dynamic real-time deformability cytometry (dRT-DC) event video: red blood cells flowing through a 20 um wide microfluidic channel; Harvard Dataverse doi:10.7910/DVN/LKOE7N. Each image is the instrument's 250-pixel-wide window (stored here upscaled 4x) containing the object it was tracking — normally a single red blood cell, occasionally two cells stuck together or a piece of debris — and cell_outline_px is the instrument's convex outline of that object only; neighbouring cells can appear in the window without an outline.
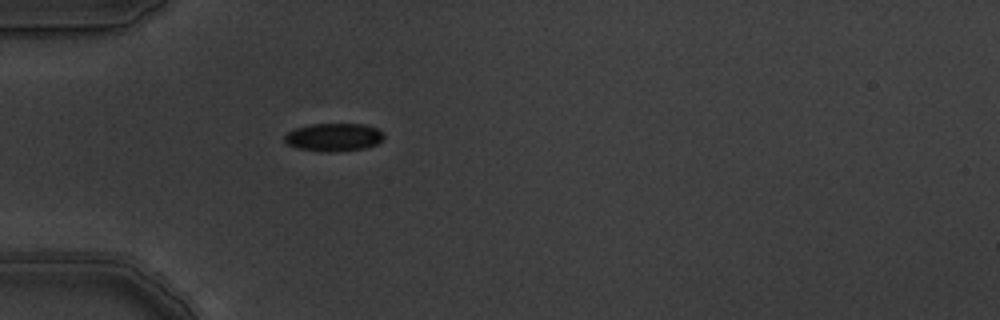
{"species": "common noctule bat (a hibernating species)", "species_latin": "Nyctalus noctula", "temperature_condition": "warm", "stored_images_in_passage": 1, "camera_frame_rate_fps": 3000, "um_per_image_px": 0.085, "animal": {"sex": "male", "body_mass_g": 19.5, "forearm_length_mm": 54.6}, "frame": {"image": 1, "passage_image": 1, "time_ms": 0.0, "image_size_px": [1000, 320], "cell_outline_px": [[384, 136], [376, 144], [364, 148], [328, 152], [300, 148], [288, 144], [284, 140], [284, 136], [288, 132], [296, 128], [312, 124], [364, 124], [376, 128], [384, 132]], "centroid_in_image_um": [28.38, 11.65], "position_along_channel_um": 56.6, "area_um2": 15.9}}